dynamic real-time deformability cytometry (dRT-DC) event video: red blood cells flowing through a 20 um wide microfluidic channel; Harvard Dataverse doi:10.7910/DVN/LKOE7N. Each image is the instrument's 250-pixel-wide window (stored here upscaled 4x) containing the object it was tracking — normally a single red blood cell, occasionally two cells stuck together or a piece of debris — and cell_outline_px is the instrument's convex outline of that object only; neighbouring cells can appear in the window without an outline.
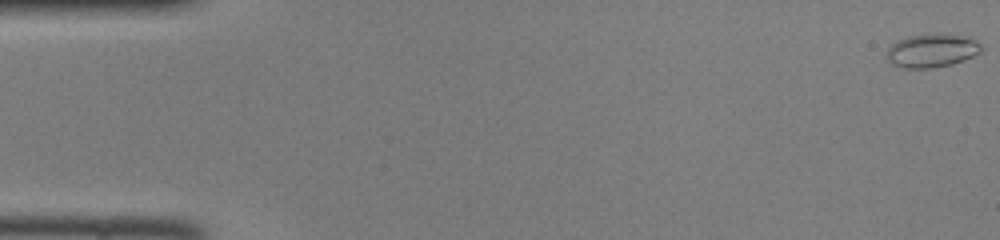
{"species": "common noctule bat (a hibernating species)", "species_latin": "Nyctalus noctula", "temperature_condition": "room temperature", "stored_images_in_passage": 9, "camera_frame_rate_fps": 3000, "um_per_image_px": 0.085, "animal": {"sex": "female", "body_mass_g": 22.0, "forearm_length_mm": 56.7}, "frame": {"image": 1, "passage_image": 1, "time_ms": 0.0, "image_size_px": [1000, 240], "cell_outline_px": [[980, 52], [972, 56], [952, 64], [932, 68], [904, 68], [892, 64], [888, 60], [884, 52], [892, 44], [908, 36], [968, 36], [980, 44]], "centroid_in_image_um": [79.15, 4.35], "position_along_channel_um": 5.9, "area_um2": 17.74}}